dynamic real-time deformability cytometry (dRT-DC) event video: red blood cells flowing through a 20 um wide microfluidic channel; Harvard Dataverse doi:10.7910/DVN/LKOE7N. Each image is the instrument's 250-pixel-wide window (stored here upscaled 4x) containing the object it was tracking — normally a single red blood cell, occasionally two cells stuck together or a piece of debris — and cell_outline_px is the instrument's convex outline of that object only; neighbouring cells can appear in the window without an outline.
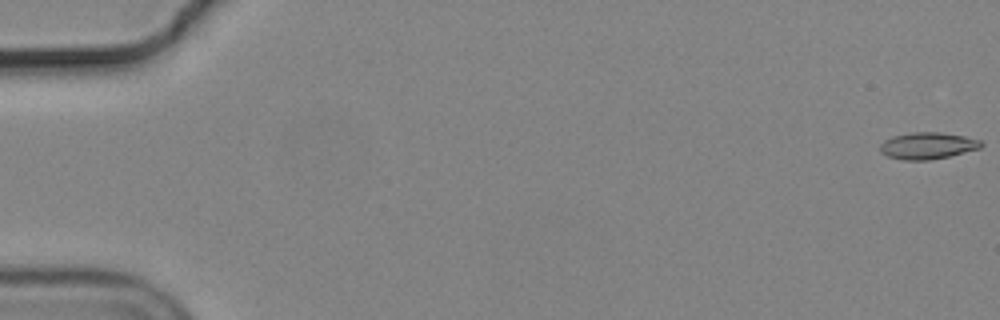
{"species": "common noctule bat (a hibernating species)", "species_latin": "Nyctalus noctula", "temperature_condition": "cold", "stored_images_in_passage": 55, "camera_frame_rate_fps": 3000, "um_per_image_px": 0.085, "animal": {"sex": "male", "body_mass_g": 19.2, "forearm_length_mm": 51.8}, "frame": {"image": 1, "passage_image": 1, "time_ms": 0.0, "image_size_px": [1000, 320], "cell_outline_px": [[984, 144], [980, 148], [948, 156], [928, 160], [904, 160], [888, 156], [880, 152], [880, 144], [884, 140], [892, 136], [912, 132], [940, 132], [964, 136], [980, 140]], "centroid_in_image_um": [78.82, 12.37], "position_along_channel_um": 6.2, "area_um2": 15.66}}
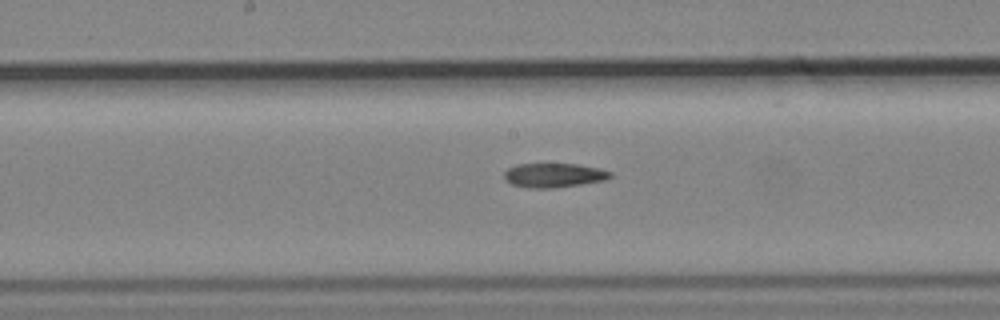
{"frame": {"image": 2, "passage_image": 30, "time_ms": 9.667, "image_size_px": [1000, 320], "cell_outline_px": [[612, 176], [608, 180], [556, 188], [528, 188], [512, 184], [504, 180], [504, 172], [508, 168], [516, 164], [576, 164], [600, 168], [612, 172]], "centroid_in_image_um": [47.1, 14.9], "position_along_channel_um": 201.1, "area_um2": 15.2}}
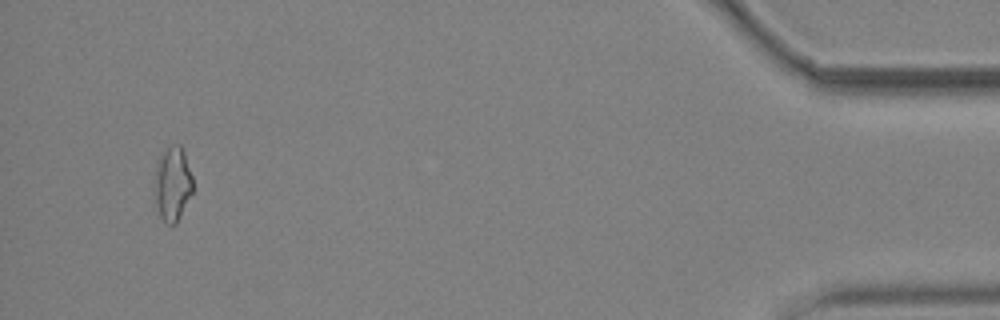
{"frame": {"image": 3, "passage_image": 54, "time_ms": 17.667, "image_size_px": [1000, 320], "cell_outline_px": [[192, 192], [176, 224], [164, 224], [160, 216], [156, 204], [152, 188], [152, 184], [156, 160], [168, 144], [180, 144], [184, 152], [192, 176]], "centroid_in_image_um": [14.61, 15.59], "position_along_channel_um": 420.6, "area_um2": 17.17}}